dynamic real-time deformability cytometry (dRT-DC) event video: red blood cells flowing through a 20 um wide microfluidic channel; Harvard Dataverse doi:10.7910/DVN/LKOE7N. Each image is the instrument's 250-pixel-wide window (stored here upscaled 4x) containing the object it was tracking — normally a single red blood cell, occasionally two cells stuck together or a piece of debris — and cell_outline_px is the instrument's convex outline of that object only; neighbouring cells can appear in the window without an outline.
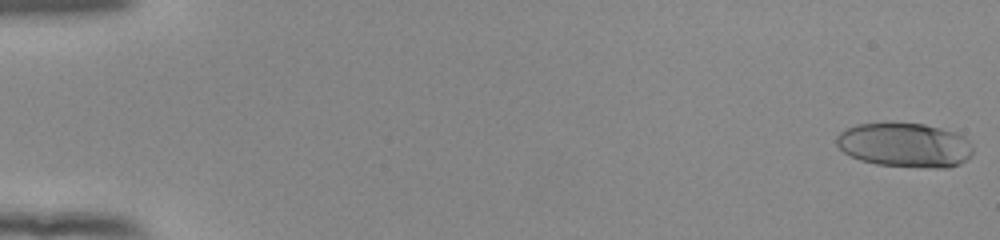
{"species": "human", "species_latin": "Homo sapiens", "temperature_condition": "room temperature", "stored_images_in_passage": 54, "camera_frame_rate_fps": 3000, "um_per_image_px": 0.085, "donor": {"sex": "female"}, "frame": {"image": 1, "passage_image": 1, "time_ms": 0.0, "image_size_px": [1000, 240], "cell_outline_px": [[972, 152], [960, 164], [948, 168], [936, 168], [876, 164], [860, 160], [844, 152], [836, 144], [836, 136], [840, 132], [856, 124], [884, 120], [924, 124], [956, 132], [964, 136], [972, 144]], "centroid_in_image_um": [76.88, 12.28], "position_along_channel_um": 8.1, "area_um2": 35.89}}
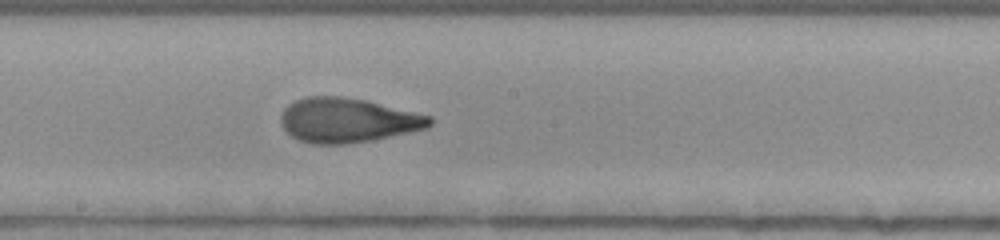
{"frame": {"image": 2, "passage_image": 31, "time_ms": 10.0, "image_size_px": [1000, 240], "cell_outline_px": [[432, 124], [428, 128], [372, 140], [344, 144], [312, 144], [300, 140], [292, 136], [284, 128], [280, 120], [280, 116], [284, 108], [288, 104], [296, 100], [308, 96], [340, 96], [364, 100], [432, 116]], "centroid_in_image_um": [29.54, 10.22], "position_along_channel_um": 218.7, "area_um2": 38.44}}
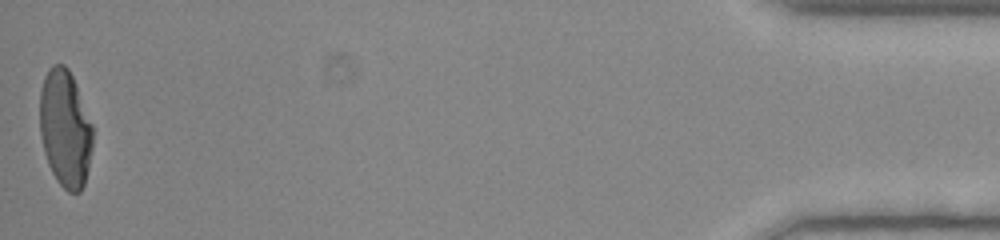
{"frame": {"image": 3, "passage_image": 54, "time_ms": 17.667, "image_size_px": [1000, 240], "cell_outline_px": [[92, 148], [88, 168], [84, 184], [80, 192], [68, 192], [56, 180], [48, 164], [44, 152], [40, 132], [40, 92], [44, 76], [48, 68], [52, 64], [64, 64], [68, 68], [76, 84], [92, 124]], "centroid_in_image_um": [5.53, 10.91], "position_along_channel_um": 429.7, "area_um2": 36.18}, "authors_computed_cell_mechanics": {"area_um2": 37.3099, "velocity_mm_per_s": 3.8938, "shape_relaxation_time_tau1_ms": 6.4309, "shape_relaxation_time_tau2_ms": 0.916, "deformation_change_tau1": 0.2601, "deformation_change_tau2": 0.0744}}